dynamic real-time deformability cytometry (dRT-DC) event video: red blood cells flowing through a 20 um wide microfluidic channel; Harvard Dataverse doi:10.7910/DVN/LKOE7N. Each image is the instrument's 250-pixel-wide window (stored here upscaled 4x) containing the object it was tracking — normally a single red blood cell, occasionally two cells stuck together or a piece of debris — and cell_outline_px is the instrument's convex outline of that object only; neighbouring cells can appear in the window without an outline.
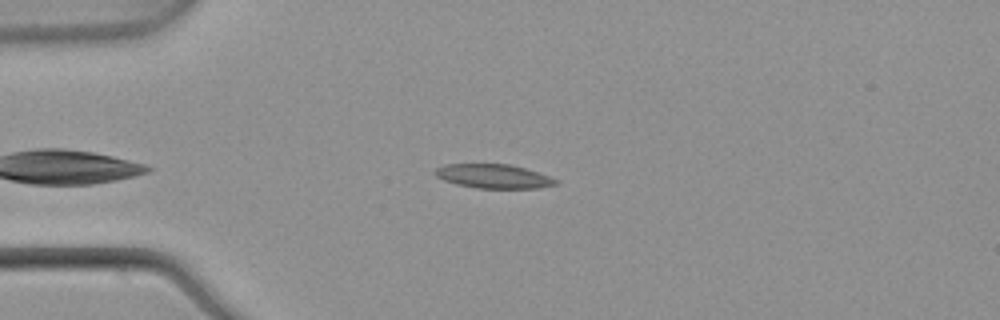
{"species": "common noctule bat (a hibernating species)", "species_latin": "Nyctalus noctula", "temperature_condition": "warm", "stored_images_in_passage": 37, "camera_frame_rate_fps": 3000, "um_per_image_px": 0.085, "animal": {"sex": "male", "body_mass_g": 21.5, "forearm_length_mm": 52.0}, "frame": {"image": 1, "passage_image": 5, "time_ms": 1.333, "image_size_px": [1000, 320], "cell_outline_px": [[560, 184], [536, 188], [476, 188], [456, 184], [444, 180], [436, 176], [432, 172], [436, 168], [444, 164], [508, 164], [524, 168], [548, 176], [556, 180]], "centroid_in_image_um": [41.9, 14.98], "position_along_channel_um": 43.1, "area_um2": 16.82}}
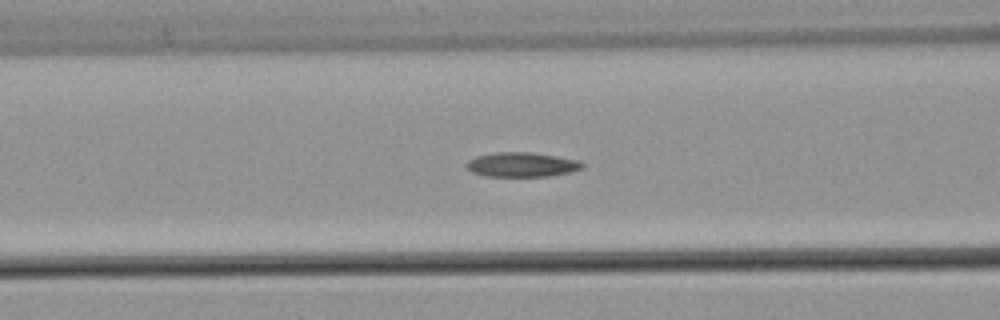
{"frame": {"image": 2, "passage_image": 13, "time_ms": 4.0, "image_size_px": [1000, 320], "cell_outline_px": [[588, 164], [584, 168], [572, 172], [548, 176], [488, 176], [472, 172], [464, 164], [468, 160], [476, 156], [496, 152], [528, 152], [556, 156], [580, 160]], "centroid_in_image_um": [44.42, 13.99], "position_along_channel_um": 122.2, "area_um2": 16.7}}
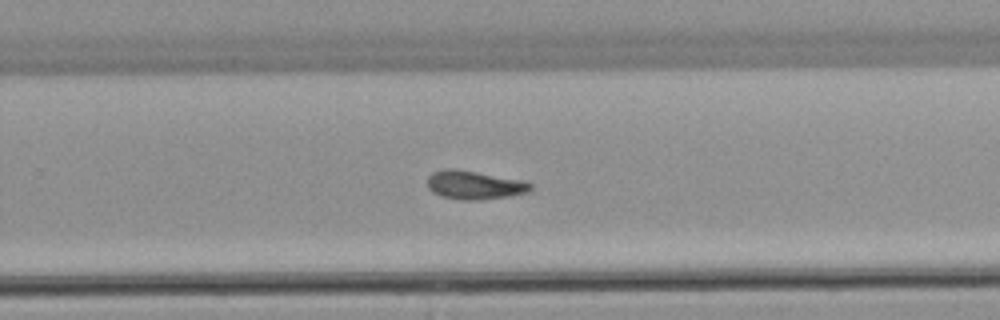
{"frame": {"image": 3, "passage_image": 26, "time_ms": 8.333, "image_size_px": [1000, 320], "cell_outline_px": [[532, 192], [508, 196], [480, 200], [460, 200], [440, 196], [432, 192], [428, 188], [428, 176], [432, 172], [444, 168], [456, 168], [520, 180], [532, 184]], "centroid_in_image_um": [40.3, 15.73], "position_along_channel_um": 289.5, "area_um2": 17.34}}